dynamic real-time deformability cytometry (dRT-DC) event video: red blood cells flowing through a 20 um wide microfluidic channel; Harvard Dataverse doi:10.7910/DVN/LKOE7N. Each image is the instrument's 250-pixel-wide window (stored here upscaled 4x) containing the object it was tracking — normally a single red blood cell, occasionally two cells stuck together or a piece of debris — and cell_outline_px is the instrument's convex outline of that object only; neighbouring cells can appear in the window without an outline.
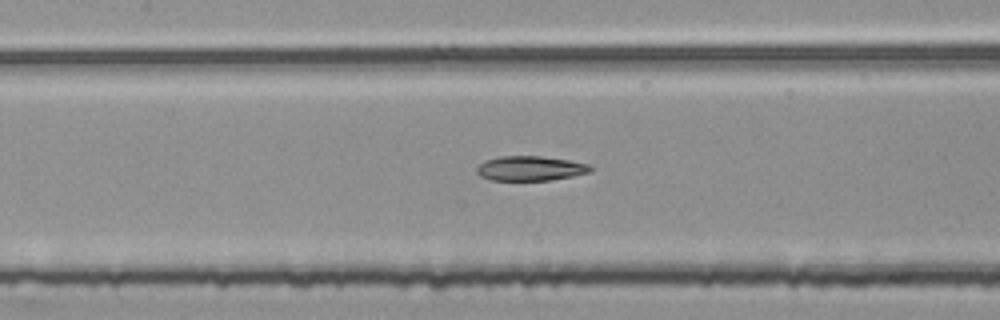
{"species": "common noctule bat (a hibernating species)", "species_latin": "Nyctalus noctula", "temperature_condition": "room temperature", "stored_images_in_passage": 54, "segment_of_instrument_passage": [2, 2], "camera_frame_rate_fps": 3000, "um_per_image_px": 0.085, "animal": {"sex": "female", "body_mass_g": 25.1}, "frame": {"image": 1, "passage_image": 25, "time_ms": 8.0, "image_size_px": [1000, 320], "cell_outline_px": [[592, 168], [588, 172], [572, 176], [552, 180], [492, 180], [480, 176], [476, 172], [476, 168], [484, 160], [500, 156], [540, 156], [568, 160], [588, 164]], "centroid_in_image_um": [45.03, 14.31], "position_along_channel_um": 162.4, "area_um2": 16.24}}
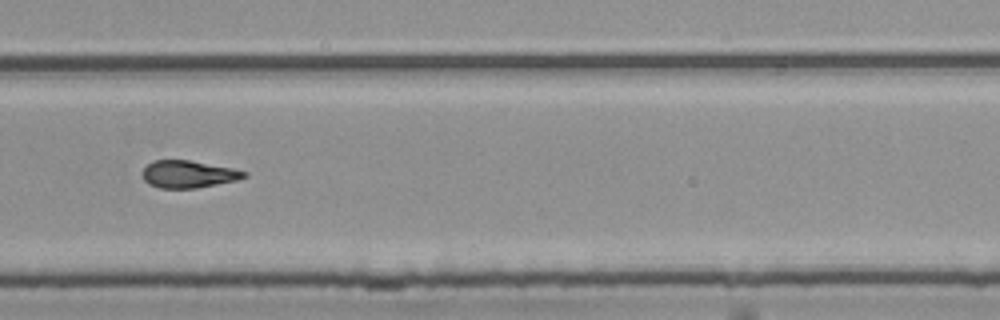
{"frame": {"image": 2, "passage_image": 37, "time_ms": 12.0, "image_size_px": [1000, 320], "cell_outline_px": [[248, 176], [236, 180], [196, 188], [160, 188], [148, 184], [144, 180], [144, 168], [152, 160], [188, 160], [232, 168], [248, 172]], "centroid_in_image_um": [16.01, 14.8], "position_along_channel_um": 313.8, "area_um2": 16.01}}
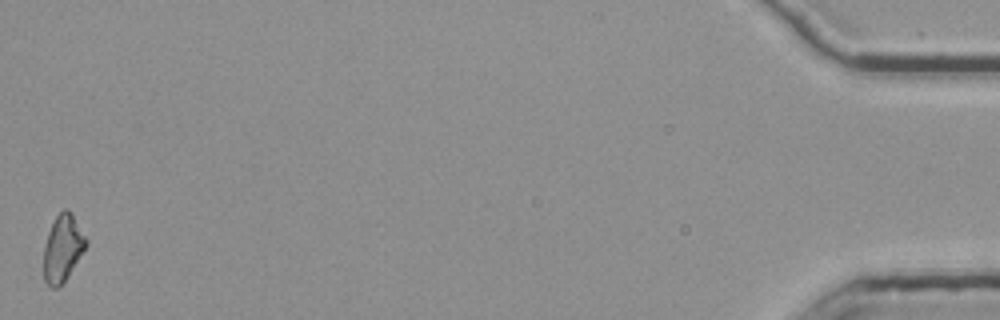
{"frame": {"image": 3, "passage_image": 54, "time_ms": 17.667, "image_size_px": [1000, 320], "cell_outline_px": [[88, 244], [64, 280], [56, 288], [52, 288], [44, 280], [44, 244], [48, 232], [56, 216], [64, 208], [68, 208], [72, 212], [88, 240]], "centroid_in_image_um": [5.33, 21.04], "position_along_channel_um": 429.9, "area_um2": 16.3}}